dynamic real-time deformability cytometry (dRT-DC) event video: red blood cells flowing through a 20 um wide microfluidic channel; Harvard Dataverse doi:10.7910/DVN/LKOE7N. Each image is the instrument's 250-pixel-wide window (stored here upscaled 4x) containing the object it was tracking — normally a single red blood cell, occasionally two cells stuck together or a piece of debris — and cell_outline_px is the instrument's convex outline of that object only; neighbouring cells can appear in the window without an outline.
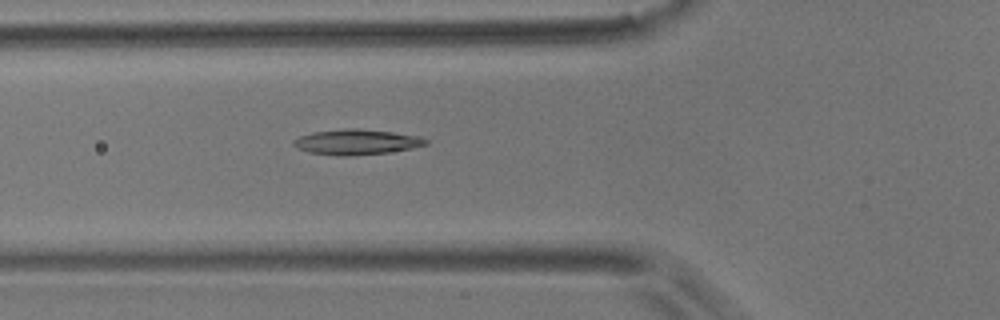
{"species": "common noctule bat (a hibernating species)", "species_latin": "Nyctalus noctula", "temperature_condition": "room temperature", "stored_images_in_passage": 2, "camera_frame_rate_fps": 3000, "um_per_image_px": 0.085, "animal": {"sex": "male", "body_mass_g": 17.9}, "frame": {"image": 1, "passage_image": 2, "time_ms": 0.333, "image_size_px": [1000, 320], "cell_outline_px": [[428, 144], [412, 148], [388, 152], [352, 156], [340, 156], [308, 152], [296, 148], [292, 144], [292, 140], [300, 136], [312, 132], [344, 128], [360, 128], [392, 132], [420, 136], [428, 140]], "centroid_in_image_um": [30.28, 12.06], "position_along_channel_um": 95.5, "area_um2": 19.71}}